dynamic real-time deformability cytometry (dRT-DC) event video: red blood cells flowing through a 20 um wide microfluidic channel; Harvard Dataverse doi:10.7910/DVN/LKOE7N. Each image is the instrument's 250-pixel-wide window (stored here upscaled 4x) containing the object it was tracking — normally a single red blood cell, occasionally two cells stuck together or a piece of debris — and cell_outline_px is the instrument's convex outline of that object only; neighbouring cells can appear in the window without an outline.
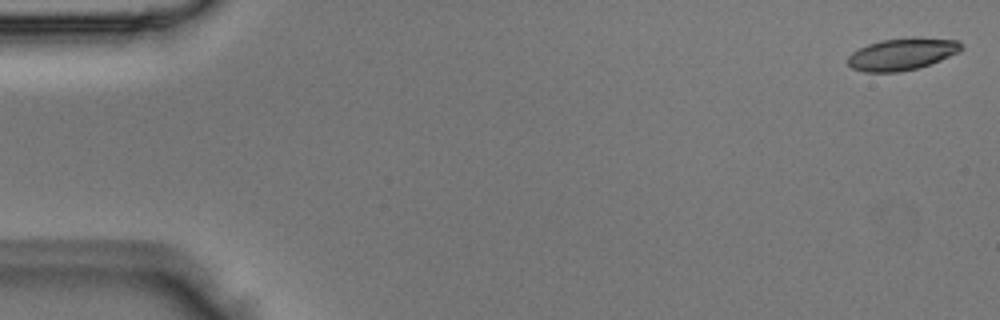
{"species": "Egyptian fruit bat (a non-hibernating species)", "species_latin": "Rousettus aegyptiacus", "temperature_condition": "room temperature", "stored_images_in_passage": 20, "camera_frame_rate_fps": 3000, "um_per_image_px": 0.085, "animal": {"sex": "male"}, "frame": {"image": 1, "passage_image": 1, "time_ms": 0.0, "image_size_px": [1000, 320], "cell_outline_px": [[964, 48], [960, 52], [940, 60], [916, 68], [900, 72], [864, 72], [852, 68], [848, 64], [848, 56], [852, 52], [868, 44], [880, 40], [912, 36], [916, 36], [960, 40], [964, 44]], "centroid_in_image_um": [76.73, 4.57], "position_along_channel_um": 8.3, "area_um2": 21.56}}
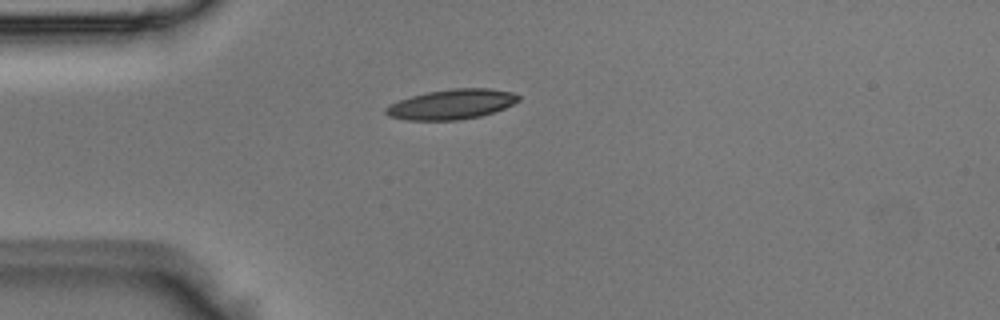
{"frame": {"image": 2, "passage_image": 13, "time_ms": 4.0, "image_size_px": [1000, 320], "cell_outline_px": [[520, 100], [504, 108], [480, 116], [456, 120], [408, 120], [388, 116], [384, 112], [384, 108], [400, 100], [412, 96], [428, 92], [452, 88], [488, 88], [512, 92], [520, 96]], "centroid_in_image_um": [38.39, 8.86], "position_along_channel_um": 46.6, "area_um2": 22.95}}
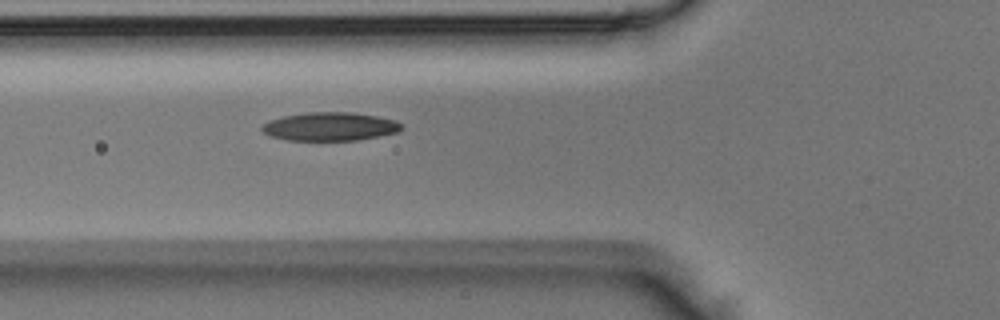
{"frame": {"image": 3, "passage_image": 18, "time_ms": 5.667, "image_size_px": [1000, 320], "cell_outline_px": [[404, 128], [396, 132], [356, 140], [288, 140], [272, 136], [264, 132], [260, 128], [268, 120], [284, 116], [308, 112], [352, 112], [376, 116], [396, 120], [404, 124]], "centroid_in_image_um": [28.07, 10.74], "position_along_channel_um": 97.7, "area_um2": 23.0}}